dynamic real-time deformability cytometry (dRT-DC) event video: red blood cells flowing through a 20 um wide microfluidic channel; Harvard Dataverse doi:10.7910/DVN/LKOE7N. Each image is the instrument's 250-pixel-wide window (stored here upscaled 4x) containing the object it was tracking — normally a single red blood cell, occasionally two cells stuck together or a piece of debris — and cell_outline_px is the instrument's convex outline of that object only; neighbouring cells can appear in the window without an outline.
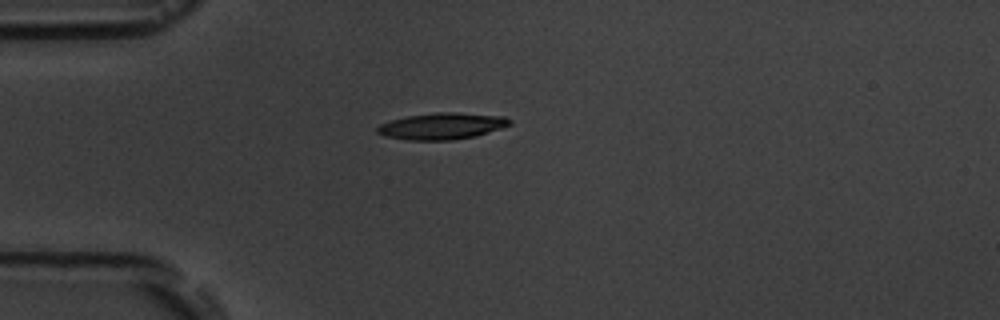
{"species": "common noctule bat (a hibernating species)", "species_latin": "Nyctalus noctula", "temperature_condition": "room temperature", "stored_images_in_passage": 1, "camera_frame_rate_fps": 3000, "um_per_image_px": 0.085, "animal": {"sex": "male", "body_mass_g": 19.5, "forearm_length_mm": 54.6}, "frame": {"image": 1, "passage_image": 1, "time_ms": 0.0, "image_size_px": [1000, 320], "cell_outline_px": [[512, 124], [476, 136], [452, 140], [408, 140], [384, 136], [376, 132], [376, 128], [380, 124], [392, 120], [408, 116], [436, 112], [456, 112], [504, 116], [512, 120]], "centroid_in_image_um": [37.57, 10.72], "position_along_channel_um": 47.4, "area_um2": 20.46}}